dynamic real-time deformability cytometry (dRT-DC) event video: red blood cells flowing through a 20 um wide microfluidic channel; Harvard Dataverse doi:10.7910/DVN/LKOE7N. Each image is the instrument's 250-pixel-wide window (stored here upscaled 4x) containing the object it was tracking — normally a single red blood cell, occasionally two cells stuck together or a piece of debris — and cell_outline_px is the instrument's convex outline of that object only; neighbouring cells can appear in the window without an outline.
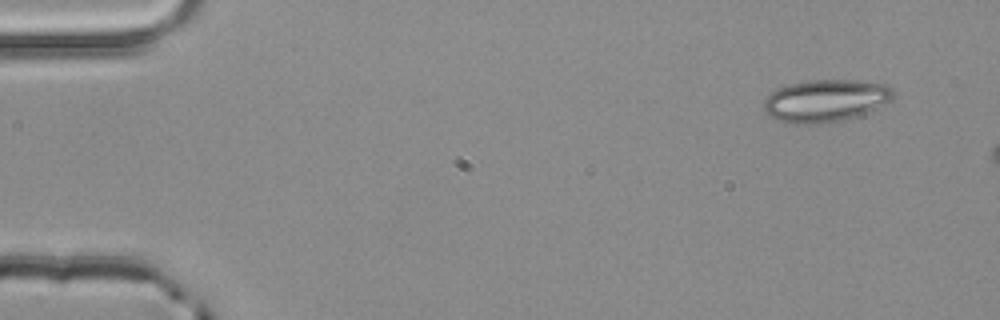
{"species": "common noctule bat (a hibernating species)", "species_latin": "Nyctalus noctula", "temperature_condition": "room temperature", "stored_images_in_passage": 3, "camera_frame_rate_fps": 3000, "um_per_image_px": 0.085, "animal": {"sex": "male", "body_mass_g": 20.4}, "frame": {"image": 1, "passage_image": 1, "time_ms": 0.0, "image_size_px": [1000, 320], "cell_outline_px": [[892, 100], [856, 116], [840, 120], [820, 124], [792, 124], [776, 120], [768, 116], [764, 108], [764, 100], [772, 92], [788, 84], [808, 80], [852, 80], [888, 84], [892, 88]], "centroid_in_image_um": [70.13, 8.56], "position_along_channel_um": 14.9, "area_um2": 31.79}}